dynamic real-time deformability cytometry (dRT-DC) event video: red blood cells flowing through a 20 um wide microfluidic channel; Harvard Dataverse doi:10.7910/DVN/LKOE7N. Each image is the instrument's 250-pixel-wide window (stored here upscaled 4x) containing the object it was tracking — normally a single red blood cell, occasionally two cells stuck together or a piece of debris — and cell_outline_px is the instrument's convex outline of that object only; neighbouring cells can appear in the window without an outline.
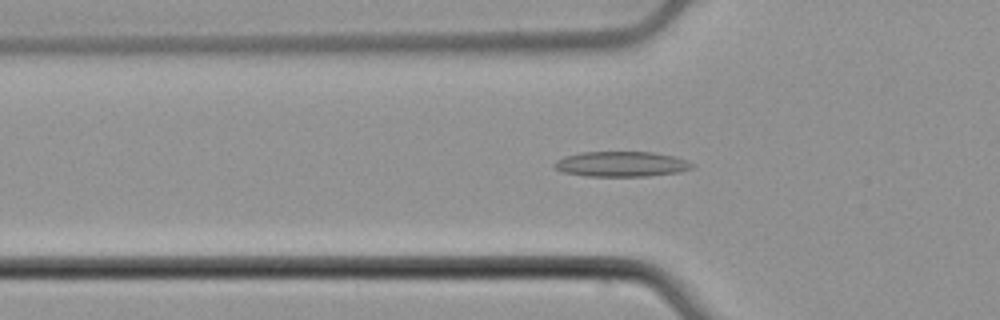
{"species": "common noctule bat (a hibernating species)", "species_latin": "Nyctalus noctula", "temperature_condition": "cold", "stored_images_in_passage": 51, "camera_frame_rate_fps": 3000, "um_per_image_px": 0.085, "animal": {"sex": "male", "body_mass_g": 21.5, "forearm_length_mm": 52.0}, "frame": {"image": 1, "passage_image": 16, "time_ms": 5.0, "image_size_px": [1000, 320], "cell_outline_px": [[696, 164], [692, 168], [680, 172], [648, 176], [584, 176], [564, 172], [556, 168], [552, 164], [556, 160], [564, 156], [580, 152], [652, 152], [672, 156], [688, 160]], "centroid_in_image_um": [52.83, 13.94], "position_along_channel_um": 73.0, "area_um2": 20.35}}
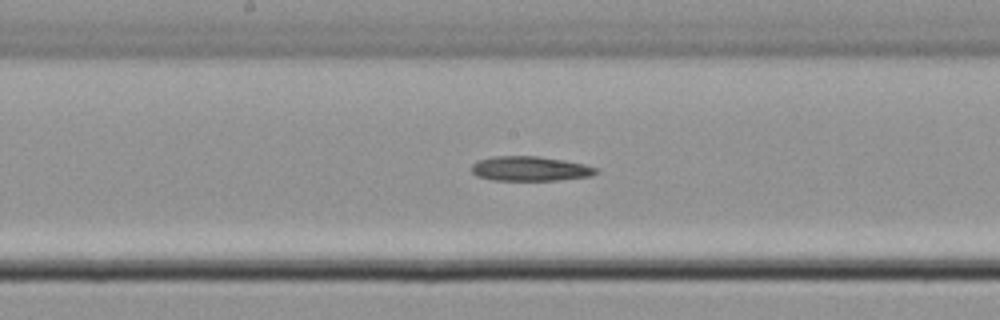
{"frame": {"image": 2, "passage_image": 26, "time_ms": 8.333, "image_size_px": [1000, 320], "cell_outline_px": [[600, 172], [592, 176], [556, 180], [492, 180], [476, 176], [472, 172], [472, 164], [480, 160], [492, 156], [536, 156], [564, 160], [584, 164], [600, 168]], "centroid_in_image_um": [45.1, 14.34], "position_along_channel_um": 203.1, "area_um2": 17.98}}
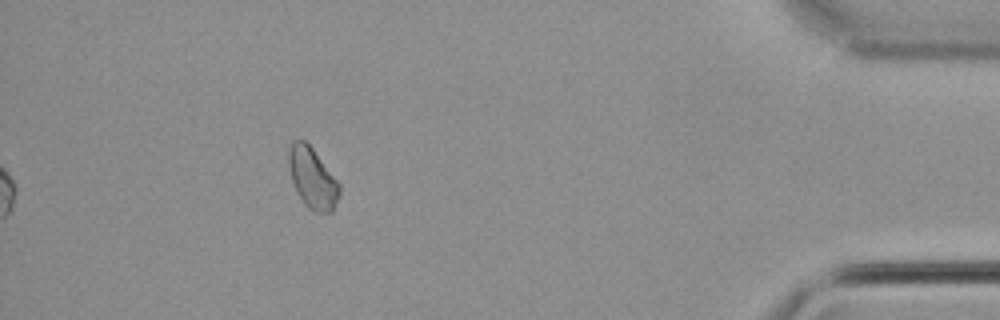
{"frame": {"image": 3, "passage_image": 46, "time_ms": 15.0, "image_size_px": [1000, 320], "cell_outline_px": [[340, 192], [332, 212], [312, 212], [304, 204], [292, 180], [288, 164], [288, 148], [292, 140], [304, 140], [312, 148], [340, 184]], "centroid_in_image_um": [26.55, 15.13], "position_along_channel_um": 408.7, "area_um2": 17.74}}